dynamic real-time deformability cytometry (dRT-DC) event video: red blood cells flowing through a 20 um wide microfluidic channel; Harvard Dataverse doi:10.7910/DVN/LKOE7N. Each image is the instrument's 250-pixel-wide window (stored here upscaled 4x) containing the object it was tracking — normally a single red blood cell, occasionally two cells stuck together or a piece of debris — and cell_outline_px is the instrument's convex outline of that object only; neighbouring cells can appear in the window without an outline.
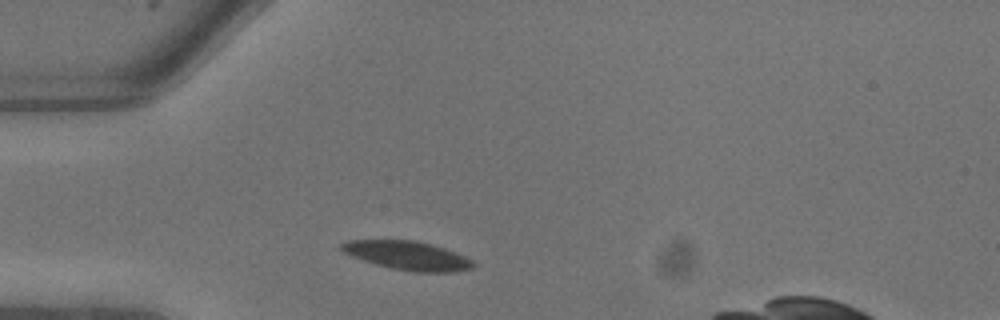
{"species": "common noctule bat (a hibernating species)", "species_latin": "Nyctalus noctula", "temperature_condition": "warm", "stored_images_in_passage": 3, "camera_frame_rate_fps": 3000, "um_per_image_px": 0.085, "animal": {"sex": "male", "body_mass_g": 13.3}, "frame": {"image": 1, "passage_image": 1, "time_ms": 0.0, "image_size_px": [1000, 320], "cell_outline_px": [[476, 264], [472, 268], [452, 272], [412, 272], [392, 268], [376, 264], [352, 256], [344, 252], [340, 248], [340, 244], [348, 240], [416, 240], [432, 244], [444, 248], [464, 256], [472, 260]], "centroid_in_image_um": [34.65, 21.72], "position_along_channel_um": 50.4, "area_um2": 21.96}}
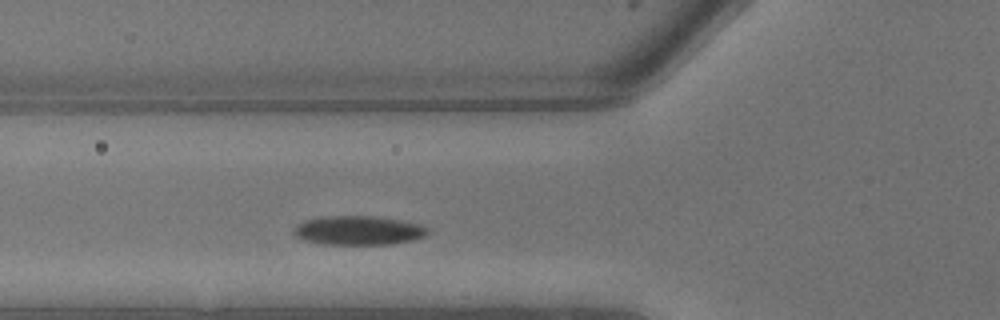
{"frame": {"image": 2, "passage_image": 3, "time_ms": 0.667, "image_size_px": [1000, 320], "cell_outline_px": [[428, 232], [424, 236], [412, 240], [388, 244], [324, 244], [300, 240], [292, 232], [296, 224], [304, 220], [324, 216], [372, 216], [400, 220], [416, 224], [428, 228]], "centroid_in_image_um": [30.38, 19.58], "position_along_channel_um": 95.4, "area_um2": 22.6}}